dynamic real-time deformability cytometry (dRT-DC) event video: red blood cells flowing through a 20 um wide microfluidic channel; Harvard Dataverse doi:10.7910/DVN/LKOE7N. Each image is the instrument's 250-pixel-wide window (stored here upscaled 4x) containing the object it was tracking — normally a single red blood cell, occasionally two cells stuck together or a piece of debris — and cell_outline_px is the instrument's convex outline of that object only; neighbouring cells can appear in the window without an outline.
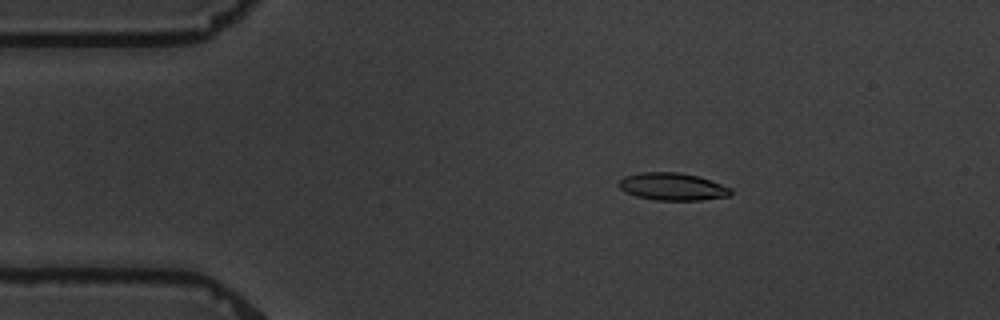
{"species": "common noctule bat (a hibernating species)", "species_latin": "Nyctalus noctula", "temperature_condition": "warm", "stored_images_in_passage": 4, "camera_frame_rate_fps": 3000, "um_per_image_px": 0.085, "animal": {"sex": "male", "body_mass_g": 19.5, "forearm_length_mm": 54.6}, "frame": {"image": 1, "passage_image": 2, "time_ms": 1.333, "image_size_px": [1000, 320], "cell_outline_px": [[732, 192], [728, 196], [700, 200], [656, 200], [636, 196], [620, 188], [620, 180], [624, 176], [640, 172], [680, 172], [700, 176], [732, 188]], "centroid_in_image_um": [57.19, 15.85], "position_along_channel_um": 27.8, "area_um2": 17.86}}
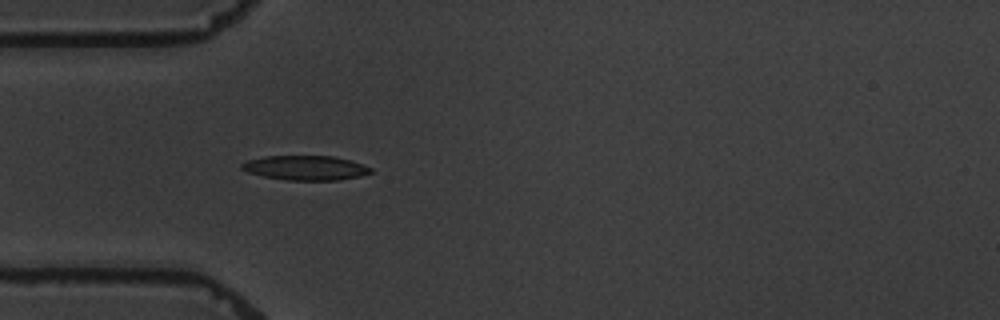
{"frame": {"image": 2, "passage_image": 4, "time_ms": 3.667, "image_size_px": [1000, 320], "cell_outline_px": [[372, 172], [360, 176], [340, 180], [284, 180], [264, 176], [248, 172], [240, 168], [240, 164], [248, 160], [264, 156], [332, 156], [352, 160], [372, 168]], "centroid_in_image_um": [25.97, 14.26], "position_along_channel_um": 59.0, "area_um2": 18.5}}